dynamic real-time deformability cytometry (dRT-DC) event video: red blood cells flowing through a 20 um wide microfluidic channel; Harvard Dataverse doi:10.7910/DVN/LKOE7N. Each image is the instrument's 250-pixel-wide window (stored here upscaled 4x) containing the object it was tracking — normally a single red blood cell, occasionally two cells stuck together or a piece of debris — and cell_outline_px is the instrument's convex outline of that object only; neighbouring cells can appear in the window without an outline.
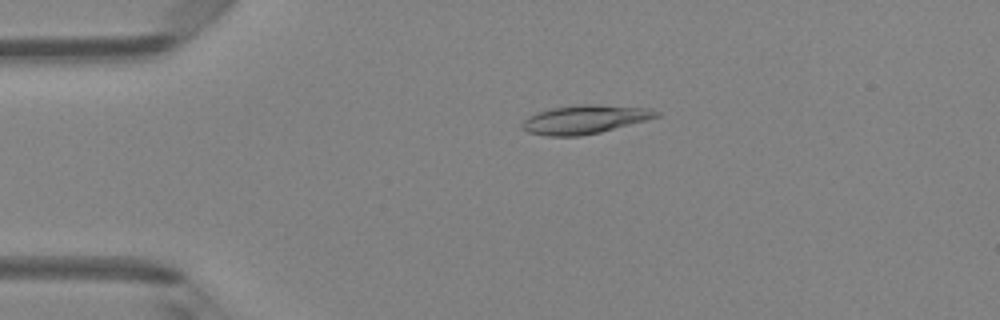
{"species": "Egyptian fruit bat (a non-hibernating species)", "species_latin": "Rousettus aegyptiacus", "temperature_condition": "room temperature", "stored_images_in_passage": 47, "camera_frame_rate_fps": 3000, "um_per_image_px": 0.085, "animal": {"sex": "female"}, "frame": {"image": 1, "passage_image": 10, "time_ms": 3.0, "image_size_px": [1000, 320], "cell_outline_px": [[660, 116], [648, 120], [600, 132], [580, 136], [544, 136], [528, 132], [520, 128], [520, 124], [528, 116], [536, 112], [552, 108], [580, 104], [600, 104], [652, 108], [660, 112]], "centroid_in_image_um": [49.71, 10.14], "position_along_channel_um": 35.3, "area_um2": 22.77}}
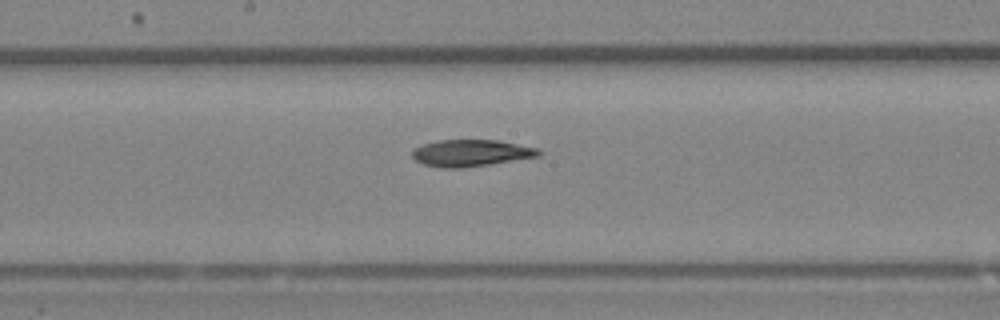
{"frame": {"image": 2, "passage_image": 25, "time_ms": 8.0, "image_size_px": [1000, 320], "cell_outline_px": [[544, 152], [540, 156], [488, 164], [460, 168], [440, 168], [424, 164], [416, 160], [412, 156], [412, 148], [420, 144], [436, 140], [500, 140], [540, 148]], "centroid_in_image_um": [40.04, 12.99], "position_along_channel_um": 208.2, "area_um2": 20.0}}
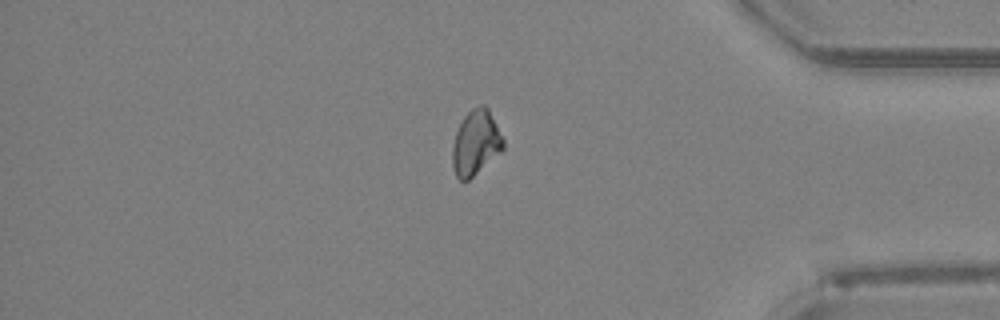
{"frame": {"image": 3, "passage_image": 40, "time_ms": 13.0, "image_size_px": [1000, 320], "cell_outline_px": [[504, 148], [500, 152], [468, 180], [460, 180], [456, 176], [452, 168], [452, 148], [456, 132], [464, 116], [472, 108], [480, 104], [484, 104], [488, 108], [504, 140]], "centroid_in_image_um": [40.42, 12.12], "position_along_channel_um": 394.8, "area_um2": 19.02}, "authors_computed_cell_mechanics": {"area_um2": 20.1144, "velocity_mm_per_s": 4.2405, "shape_relaxation_time_tau1_ms": null, "shape_relaxation_time_tau2_ms": 9.8378, "deformation_change_tau1": null, "deformation_change_tau2": 0.1774}}